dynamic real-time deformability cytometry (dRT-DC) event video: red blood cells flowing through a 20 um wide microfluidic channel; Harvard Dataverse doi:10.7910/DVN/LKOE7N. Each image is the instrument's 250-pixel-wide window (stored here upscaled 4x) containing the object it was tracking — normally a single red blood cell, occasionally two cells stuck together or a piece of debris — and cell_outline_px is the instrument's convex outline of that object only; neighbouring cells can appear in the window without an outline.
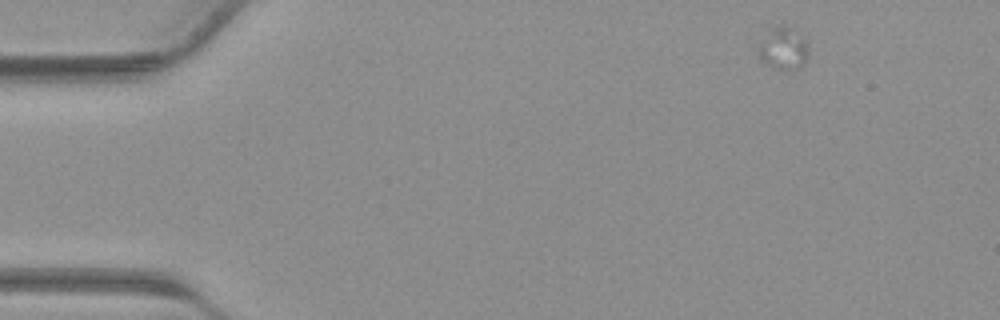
{"species": "common noctule bat (a hibernating species)", "species_latin": "Nyctalus noctula", "temperature_condition": "warm", "stored_images_in_passage": 14, "camera_frame_rate_fps": 3000, "um_per_image_px": 0.085, "animal": {"sex": "male", "body_mass_g": 23.1, "forearm_length_mm": 52.7}, "frame": {"image": 1, "passage_image": 1, "time_ms": 0.0, "image_size_px": [1000, 320], "cell_outline_px": [[808, 56], [804, 64], [788, 72], [772, 68], [764, 64], [760, 60], [756, 48], [772, 28], [776, 24], [784, 24], [804, 36], [808, 48]], "centroid_in_image_um": [66.57, 4.15], "position_along_channel_um": 18.4, "area_um2": 12.77}}
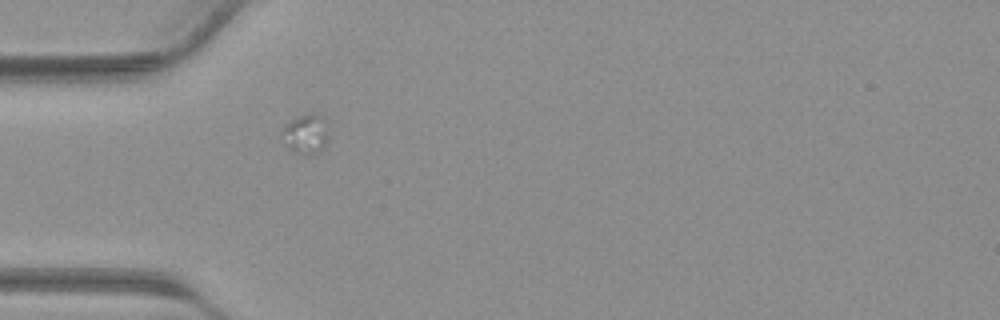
{"frame": {"image": 2, "passage_image": 10, "time_ms": 3.0, "image_size_px": [1000, 320], "cell_outline_px": [[328, 136], [324, 148], [320, 152], [304, 156], [292, 152], [288, 148], [280, 132], [284, 124], [296, 116], [308, 112], [316, 112], [324, 116]], "centroid_in_image_um": [25.98, 11.37], "position_along_channel_um": 59.0, "area_um2": 11.33}}